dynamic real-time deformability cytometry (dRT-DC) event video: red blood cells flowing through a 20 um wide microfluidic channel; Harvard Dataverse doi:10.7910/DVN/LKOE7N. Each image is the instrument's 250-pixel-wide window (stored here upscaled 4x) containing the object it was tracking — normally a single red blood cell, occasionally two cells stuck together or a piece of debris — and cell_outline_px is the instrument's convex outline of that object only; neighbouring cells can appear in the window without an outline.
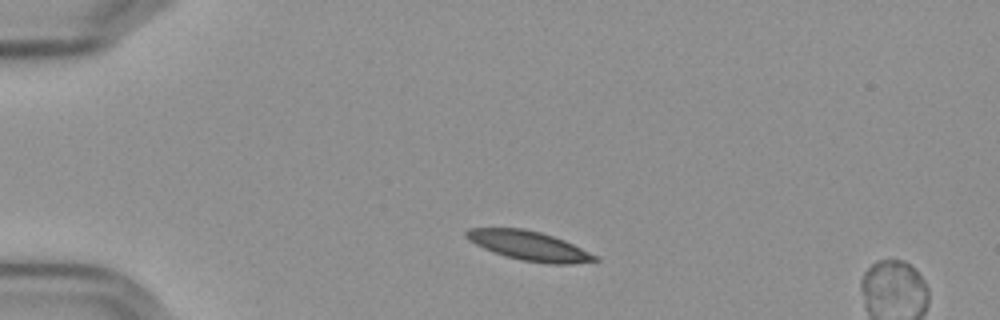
{"species": "Egyptian fruit bat (a non-hibernating species)", "species_latin": "Rousettus aegyptiacus", "temperature_condition": "cold", "stored_images_in_passage": 47, "segment_of_instrument_passage": [1, 2], "camera_frame_rate_fps": 3000, "um_per_image_px": 0.085, "frame": {"image": 1, "passage_image": 2, "time_ms": 0.333, "image_size_px": [1000, 320], "cell_outline_px": [[600, 260], [572, 264], [548, 264], [520, 260], [504, 256], [484, 248], [468, 240], [464, 236], [464, 232], [468, 228], [524, 228], [540, 232], [564, 240], [596, 256]], "centroid_in_image_um": [44.92, 20.89], "position_along_channel_um": 40.1, "area_um2": 21.91}}
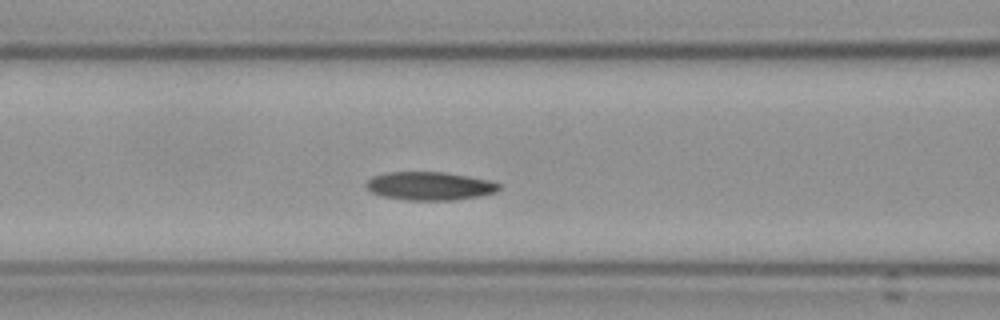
{"frame": {"image": 2, "passage_image": 13, "time_ms": 4.0, "image_size_px": [1000, 320], "cell_outline_px": [[500, 188], [496, 192], [480, 196], [452, 200], [404, 200], [380, 196], [372, 192], [364, 184], [372, 176], [384, 172], [444, 172], [468, 176], [488, 180], [500, 184]], "centroid_in_image_um": [36.49, 15.81], "position_along_channel_um": 130.1, "area_um2": 22.02}}
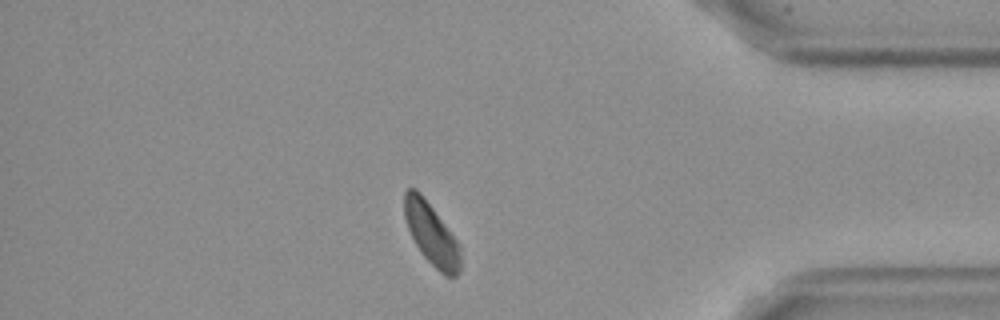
{"frame": {"image": 3, "passage_image": 38, "time_ms": 12.333, "image_size_px": [1000, 320], "cell_outline_px": [[460, 272], [456, 276], [444, 276], [420, 252], [408, 228], [404, 216], [404, 192], [408, 188], [416, 188], [420, 192], [460, 244]], "centroid_in_image_um": [36.67, 19.89], "position_along_channel_um": 398.5, "area_um2": 20.0}}